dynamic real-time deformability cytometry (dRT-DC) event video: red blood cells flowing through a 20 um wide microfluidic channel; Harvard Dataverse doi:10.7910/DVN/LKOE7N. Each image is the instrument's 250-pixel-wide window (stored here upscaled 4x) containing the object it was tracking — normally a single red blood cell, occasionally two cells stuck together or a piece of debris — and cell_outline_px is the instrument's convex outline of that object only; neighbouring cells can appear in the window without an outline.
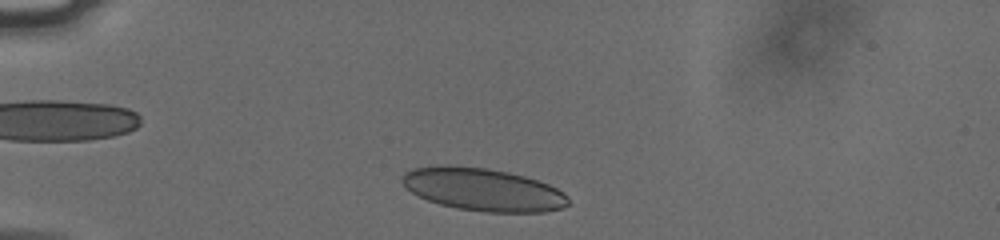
{"species": "human", "species_latin": "Homo sapiens", "temperature_condition": "cold", "stored_images_in_passage": 36, "camera_frame_rate_fps": 3000, "um_per_image_px": 0.085, "donor": {"sex": "male"}, "frame": {"image": 1, "passage_image": 2, "time_ms": 0.333, "image_size_px": [1000, 240], "cell_outline_px": [[568, 204], [560, 208], [544, 212], [484, 212], [456, 208], [440, 204], [428, 200], [412, 192], [400, 180], [404, 172], [412, 168], [444, 164], [488, 168], [508, 172], [524, 176], [548, 184], [564, 192], [568, 196]], "centroid_in_image_um": [41.04, 16.1], "position_along_channel_um": 44.0, "area_um2": 41.38}}
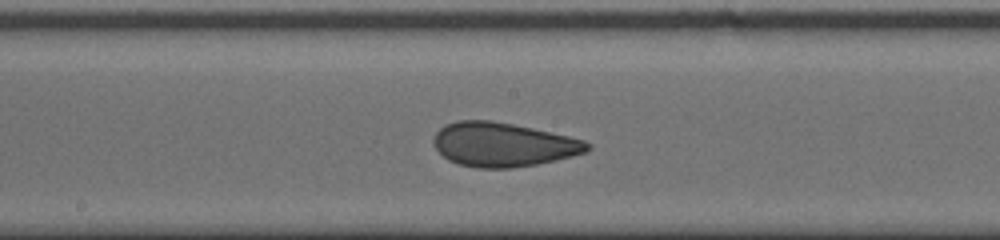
{"frame": {"image": 2, "passage_image": 18, "time_ms": 5.667, "image_size_px": [1000, 240], "cell_outline_px": [[592, 148], [588, 152], [556, 160], [536, 164], [512, 168], [480, 168], [460, 164], [448, 160], [436, 148], [432, 140], [436, 132], [444, 124], [460, 120], [492, 120], [532, 128], [568, 136], [584, 140], [592, 144]], "centroid_in_image_um": [42.78, 12.28], "position_along_channel_um": 205.4, "area_um2": 39.48}}
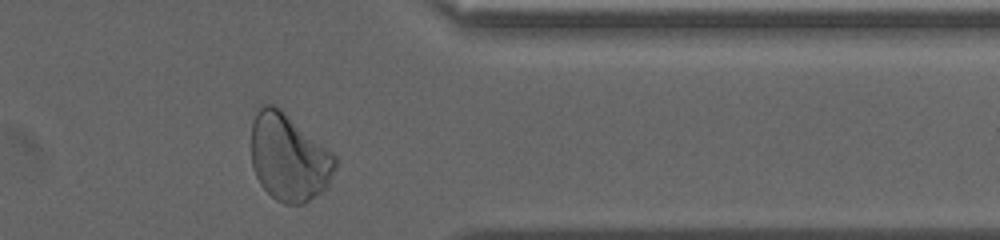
{"frame": {"image": 3, "passage_image": 33, "time_ms": 10.667, "image_size_px": [1000, 240], "cell_outline_px": [[336, 168], [328, 188], [304, 204], [284, 204], [276, 200], [260, 184], [256, 176], [252, 164], [252, 124], [256, 112], [264, 104], [276, 104], [332, 152], [336, 156]], "centroid_in_image_um": [24.57, 13.4], "position_along_channel_um": 386.8, "area_um2": 42.83}, "authors_computed_cell_mechanics": {"area_um2": 39.6219, "velocity_mm_per_s": 3.78, "shape_relaxation_time_tau1_ms": 11.1465, "shape_relaxation_time_tau2_ms": 0.9681, "deformation_change_tau1": 0.2281, "deformation_change_tau2": 0.0762}}